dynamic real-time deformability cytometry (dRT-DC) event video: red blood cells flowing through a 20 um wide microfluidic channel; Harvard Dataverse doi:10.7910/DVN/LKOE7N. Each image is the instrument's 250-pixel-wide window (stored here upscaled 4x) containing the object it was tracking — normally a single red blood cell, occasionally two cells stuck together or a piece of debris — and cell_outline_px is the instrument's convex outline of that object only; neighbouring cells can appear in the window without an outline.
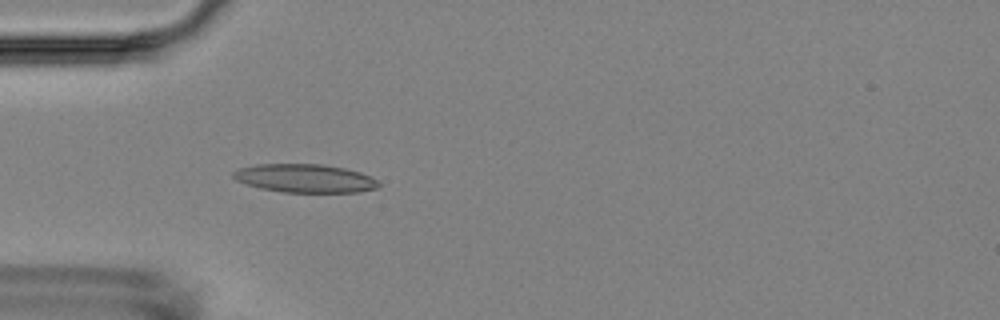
{"species": "Egyptian fruit bat (a non-hibernating species)", "species_latin": "Rousettus aegyptiacus", "temperature_condition": "room temperature", "stored_images_in_passage": 4, "camera_frame_rate_fps": 3000, "um_per_image_px": 0.085, "animal": {"sex": "female"}, "frame": {"image": 1, "passage_image": 4, "time_ms": 3.333, "image_size_px": [1000, 320], "cell_outline_px": [[380, 184], [376, 188], [360, 192], [280, 192], [260, 188], [236, 180], [232, 176], [232, 172], [240, 168], [256, 164], [320, 164], [344, 168], [360, 172], [372, 176]], "centroid_in_image_um": [25.92, 15.16], "position_along_channel_um": 59.1, "area_um2": 24.04}}